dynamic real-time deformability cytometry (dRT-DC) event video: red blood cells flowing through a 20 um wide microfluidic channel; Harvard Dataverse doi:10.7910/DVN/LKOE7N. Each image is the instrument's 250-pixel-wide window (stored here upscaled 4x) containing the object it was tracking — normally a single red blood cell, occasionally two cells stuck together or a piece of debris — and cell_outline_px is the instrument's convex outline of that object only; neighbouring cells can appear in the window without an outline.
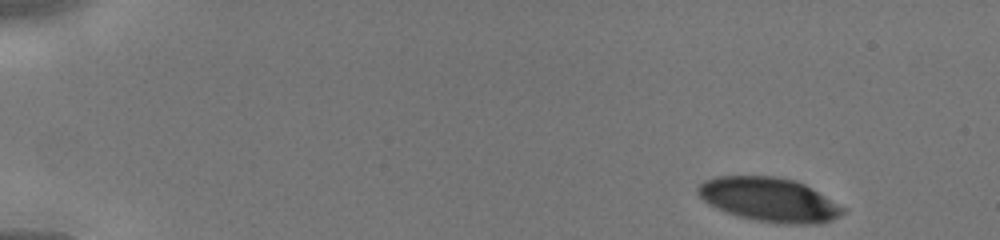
{"species": "human", "species_latin": "Homo sapiens", "temperature_condition": "cold", "stored_images_in_passage": 41, "camera_frame_rate_fps": 3000, "um_per_image_px": 0.085, "donor": {"sex": "male"}, "frame": {"image": 1, "passage_image": 1, "time_ms": 0.0, "image_size_px": [1000, 240], "cell_outline_px": [[848, 208], [844, 212], [832, 220], [820, 224], [780, 224], [756, 220], [736, 216], [716, 208], [708, 204], [696, 192], [696, 188], [704, 180], [716, 176], [772, 176], [796, 180], [804, 184]], "centroid_in_image_um": [65.4, 16.97], "position_along_channel_um": 19.6, "area_um2": 37.51}}
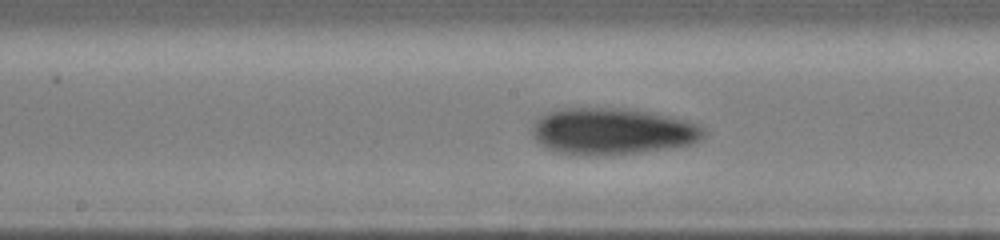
{"frame": {"image": 2, "passage_image": 21, "time_ms": 6.667, "image_size_px": [1000, 240], "cell_outline_px": [[708, 132], [700, 140], [692, 144], [672, 148], [640, 152], [604, 156], [576, 156], [552, 152], [540, 144], [532, 136], [532, 128], [540, 116], [548, 112], [564, 108], [624, 108], [652, 112], [700, 124]], "centroid_in_image_um": [52.05, 11.19], "position_along_channel_um": 196.2, "area_um2": 47.34}}
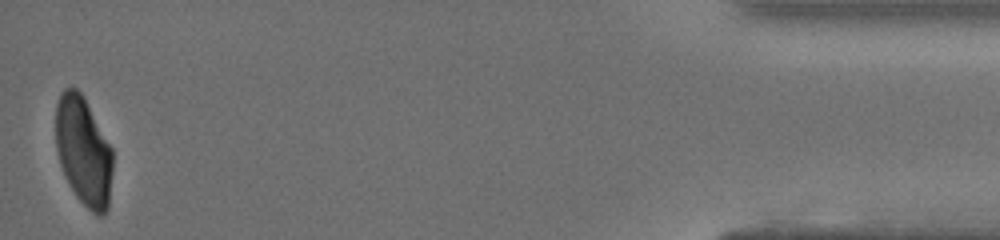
{"frame": {"image": 3, "passage_image": 41, "time_ms": 13.333, "image_size_px": [1000, 240], "cell_outline_px": [[112, 172], [108, 208], [104, 216], [96, 216], [76, 196], [60, 164], [56, 148], [56, 104], [64, 88], [76, 88], [84, 96], [112, 148]], "centroid_in_image_um": [7.11, 12.85], "position_along_channel_um": 428.1, "area_um2": 36.01}}